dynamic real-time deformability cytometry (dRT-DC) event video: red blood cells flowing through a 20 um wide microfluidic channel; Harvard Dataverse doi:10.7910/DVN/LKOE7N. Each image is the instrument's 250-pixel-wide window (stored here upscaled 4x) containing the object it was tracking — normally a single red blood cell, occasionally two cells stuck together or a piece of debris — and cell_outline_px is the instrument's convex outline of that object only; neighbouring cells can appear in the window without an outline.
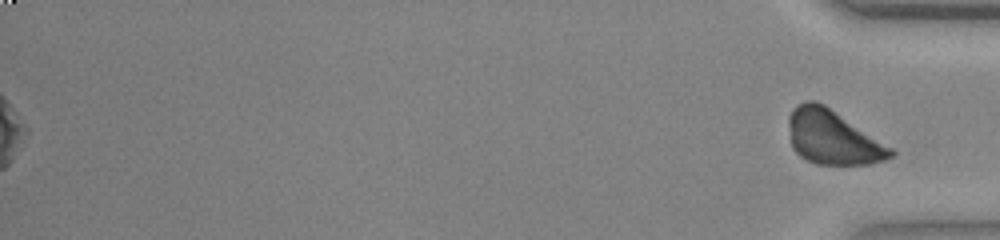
{"species": "common noctule bat (a hibernating species)", "species_latin": "Nyctalus noctula", "temperature_condition": "warm", "stored_images_in_passage": 54, "segment_of_instrument_passage": [2, 2], "camera_frame_rate_fps": 3000, "um_per_image_px": 0.085, "animal": {"sex": "female", "body_mass_g": 23.0, "forearm_length_mm": 53.4}, "frame": {"image": 1, "passage_image": 54, "time_ms": 17.667, "image_size_px": [1000, 240], "cell_outline_px": [[896, 152], [892, 156], [884, 160], [868, 164], [816, 164], [804, 160], [792, 148], [788, 124], [788, 116], [792, 108], [796, 104], [804, 100], [816, 100], [824, 104], [892, 148]], "centroid_in_image_um": [70.73, 11.66], "position_along_channel_um": 364.5, "area_um2": 32.25}}